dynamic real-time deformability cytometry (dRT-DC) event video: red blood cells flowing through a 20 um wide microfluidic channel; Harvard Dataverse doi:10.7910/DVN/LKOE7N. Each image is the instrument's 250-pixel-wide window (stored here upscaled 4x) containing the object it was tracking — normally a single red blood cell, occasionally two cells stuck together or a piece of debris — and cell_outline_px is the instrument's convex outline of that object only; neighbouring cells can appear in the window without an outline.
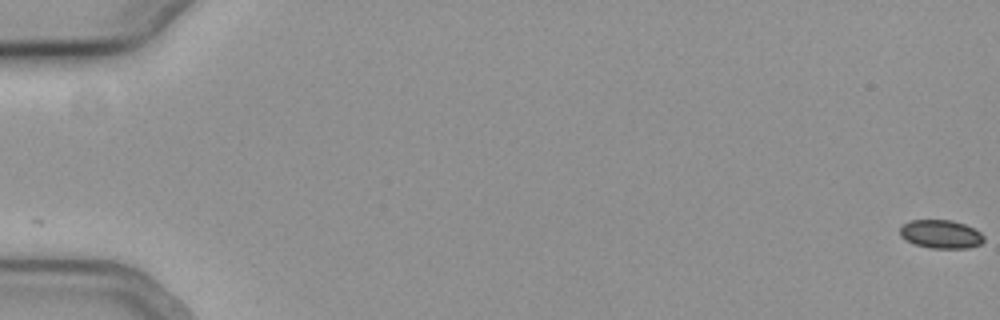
{"species": "common noctule bat (a hibernating species)", "species_latin": "Nyctalus noctula", "temperature_condition": "cold", "stored_images_in_passage": 16, "camera_frame_rate_fps": 3000, "um_per_image_px": 0.085, "animal": {"sex": "female", "body_mass_g": 19.3, "forearm_length_mm": 54.1}, "frame": {"image": 1, "passage_image": 1, "time_ms": 0.0, "image_size_px": [1000, 320], "cell_outline_px": [[984, 240], [980, 244], [968, 248], [928, 248], [912, 244], [900, 236], [900, 228], [904, 224], [912, 220], [952, 220], [964, 224], [980, 232], [984, 236]], "centroid_in_image_um": [79.96, 19.91], "position_along_channel_um": 5.0, "area_um2": 13.93}}